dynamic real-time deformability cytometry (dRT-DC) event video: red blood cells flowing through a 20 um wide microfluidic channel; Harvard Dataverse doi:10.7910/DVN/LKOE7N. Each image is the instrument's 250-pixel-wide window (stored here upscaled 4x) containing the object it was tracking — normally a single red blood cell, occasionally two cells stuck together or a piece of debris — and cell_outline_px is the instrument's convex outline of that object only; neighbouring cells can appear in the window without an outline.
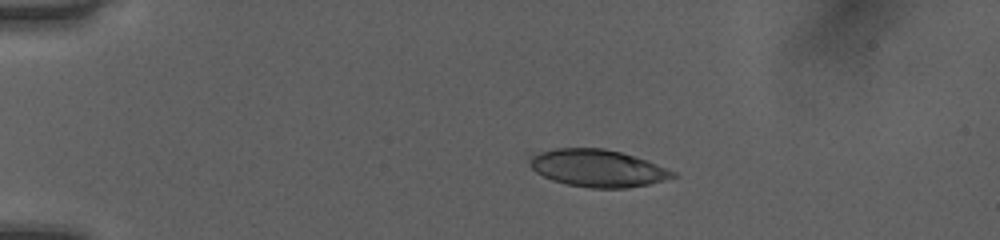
{"species": "human", "species_latin": "Homo sapiens", "temperature_condition": "room temperature", "stored_images_in_passage": 41, "camera_frame_rate_fps": 3000, "um_per_image_px": 0.085, "donor": {"sex": "female"}, "frame": {"image": 1, "passage_image": 1, "time_ms": 0.0, "image_size_px": [1000, 240], "cell_outline_px": [[676, 176], [664, 180], [648, 184], [628, 188], [592, 188], [568, 184], [552, 180], [536, 172], [528, 164], [528, 152], [556, 148], [604, 148], [620, 152], [656, 164], [676, 172]], "centroid_in_image_um": [50.7, 14.28], "position_along_channel_um": 34.3, "area_um2": 31.21}}
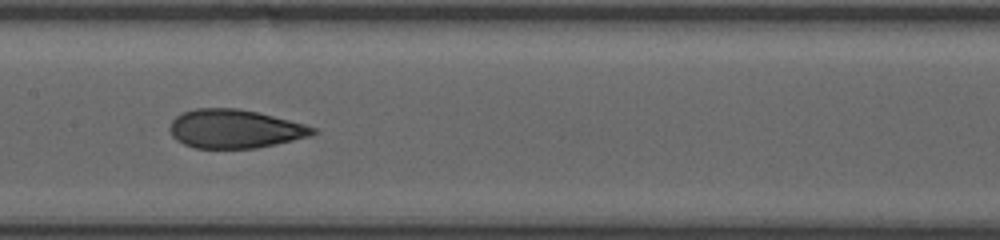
{"frame": {"image": 2, "passage_image": 17, "time_ms": 5.333, "image_size_px": [1000, 240], "cell_outline_px": [[316, 132], [312, 136], [276, 144], [256, 148], [196, 148], [184, 144], [176, 140], [172, 136], [168, 128], [172, 120], [180, 112], [196, 108], [236, 108], [256, 112], [304, 124], [316, 128]], "centroid_in_image_um": [19.92, 10.95], "position_along_channel_um": 187.5, "area_um2": 32.25}}
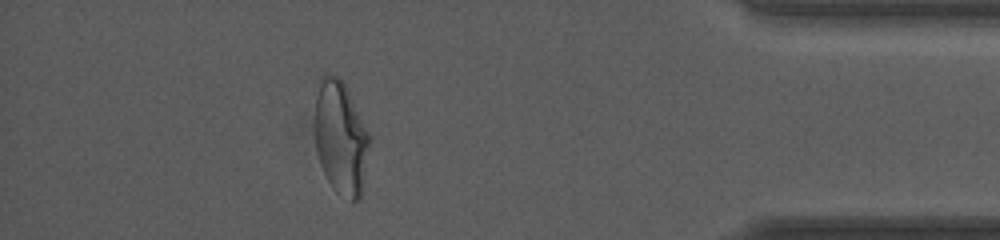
{"frame": {"image": 3, "passage_image": 36, "time_ms": 11.667, "image_size_px": [1000, 240], "cell_outline_px": [[368, 148], [360, 200], [352, 200], [336, 192], [332, 188], [320, 164], [316, 148], [316, 80], [320, 76], [328, 72], [344, 80], [368, 132]], "centroid_in_image_um": [28.93, 11.63], "position_along_channel_um": 406.3, "area_um2": 35.84}, "authors_computed_cell_mechanics": {"area_um2": 32.657, "velocity_mm_per_s": 4.0634, "shape_relaxation_time_tau1_ms": 10.5423, "shape_relaxation_time_tau2_ms": 1.1931, "deformation_change_tau1": 0.3047, "deformation_change_tau2": 0.0783}}